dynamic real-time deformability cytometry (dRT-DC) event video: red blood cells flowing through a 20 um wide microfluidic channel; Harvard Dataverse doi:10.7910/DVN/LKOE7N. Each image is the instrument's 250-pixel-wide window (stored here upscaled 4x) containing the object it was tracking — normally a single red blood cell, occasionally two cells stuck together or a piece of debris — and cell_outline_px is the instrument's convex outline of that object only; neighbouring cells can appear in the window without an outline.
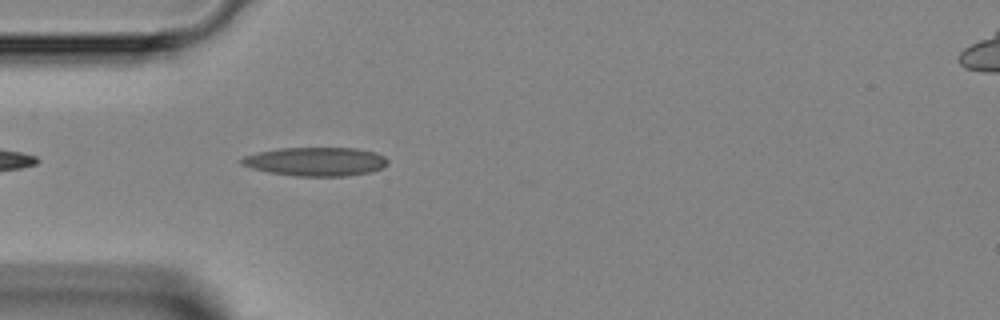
{"species": "Egyptian fruit bat (a non-hibernating species)", "species_latin": "Rousettus aegyptiacus", "temperature_condition": "room temperature", "stored_images_in_passage": 24, "camera_frame_rate_fps": 3000, "um_per_image_px": 0.085, "animal": {"sex": "female"}, "frame": {"image": 1, "passage_image": 3, "time_ms": 0.667, "image_size_px": [1000, 320], "cell_outline_px": [[388, 164], [372, 172], [348, 176], [296, 176], [268, 172], [252, 168], [240, 164], [236, 160], [244, 156], [260, 152], [280, 148], [356, 148], [376, 152], [384, 156], [388, 160]], "centroid_in_image_um": [26.84, 13.73], "position_along_channel_um": 58.2, "area_um2": 24.62}}
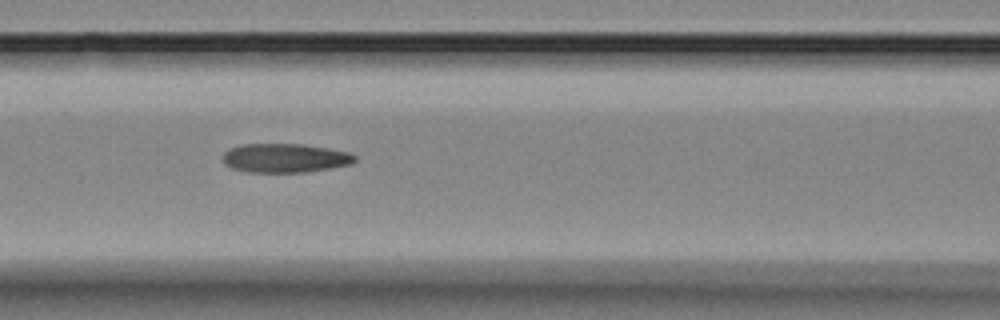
{"frame": {"image": 2, "passage_image": 9, "time_ms": 2.667, "image_size_px": [1000, 320], "cell_outline_px": [[356, 160], [352, 164], [304, 172], [244, 172], [232, 168], [224, 164], [220, 160], [224, 152], [240, 144], [300, 144], [328, 148], [348, 152], [356, 156]], "centroid_in_image_um": [24.17, 13.43], "position_along_channel_um": 142.4, "area_um2": 22.37}}
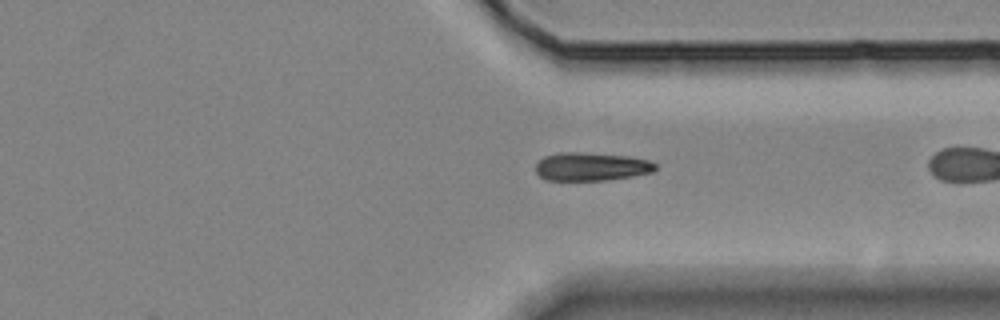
{"frame": {"image": 3, "passage_image": 22, "time_ms": 7.0, "image_size_px": [1000, 320], "cell_outline_px": [[656, 168], [652, 172], [632, 176], [604, 180], [548, 180], [540, 176], [536, 172], [536, 164], [544, 156], [560, 152], [580, 152], [632, 156], [648, 160], [656, 164]], "centroid_in_image_um": [50.26, 14.15], "position_along_channel_um": 361.1, "area_um2": 19.71}}